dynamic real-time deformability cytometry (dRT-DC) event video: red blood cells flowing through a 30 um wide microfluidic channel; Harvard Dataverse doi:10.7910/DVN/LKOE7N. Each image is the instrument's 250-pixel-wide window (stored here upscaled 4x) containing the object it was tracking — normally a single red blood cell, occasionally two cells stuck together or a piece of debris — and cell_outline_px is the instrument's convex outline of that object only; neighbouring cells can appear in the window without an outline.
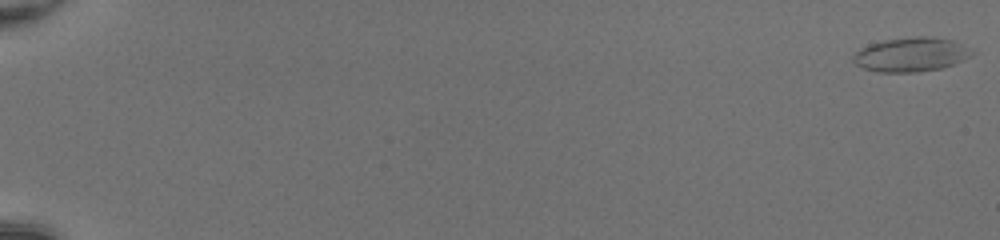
{"species": "common noctule bat (a hibernating species)", "species_latin": "Nyctalus noctula", "temperature_condition": "room temperature", "stored_images_in_passage": 52, "camera_frame_rate_fps": 3000, "um_per_image_px": 0.085, "animal": {"sex": "female", "body_mass_g": 20.0, "forearm_length_mm": 54.0}, "frame": {"image": 1, "passage_image": 1, "time_ms": 0.0, "image_size_px": [1000, 240], "cell_outline_px": [[976, 52], [972, 56], [964, 60], [940, 68], [916, 72], [876, 72], [864, 68], [856, 64], [852, 60], [852, 56], [860, 48], [884, 40], [916, 36], [932, 36], [952, 40]], "centroid_in_image_um": [77.44, 4.63], "position_along_channel_um": 7.6, "area_um2": 23.58}}
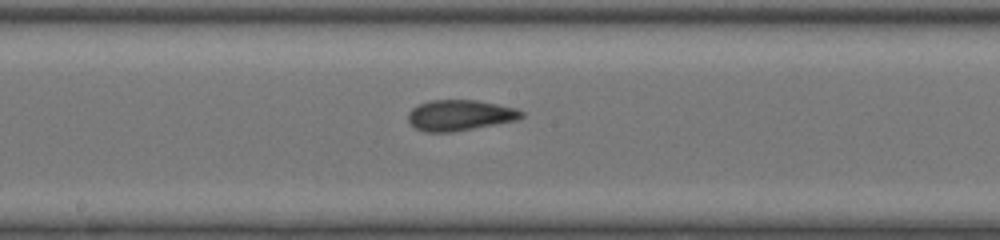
{"frame": {"image": 2, "passage_image": 31, "time_ms": 10.0, "image_size_px": [1000, 240], "cell_outline_px": [[524, 116], [516, 120], [452, 132], [424, 132], [416, 128], [408, 120], [408, 112], [412, 108], [420, 104], [432, 100], [476, 100], [516, 108], [524, 112]], "centroid_in_image_um": [39.08, 9.79], "position_along_channel_um": 209.1, "area_um2": 20.11}}
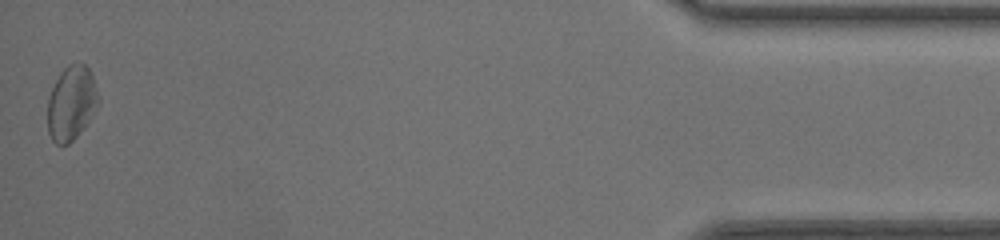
{"frame": {"image": 3, "passage_image": 52, "time_ms": 17.0, "image_size_px": [1000, 240], "cell_outline_px": [[100, 100], [96, 108], [88, 120], [76, 136], [68, 144], [56, 144], [52, 140], [48, 132], [48, 96], [60, 72], [68, 64], [84, 64], [92, 72], [100, 96]], "centroid_in_image_um": [6.07, 8.73], "position_along_channel_um": 429.1, "area_um2": 21.91}, "authors_computed_cell_mechanics": {"area_um2": 20.7791, "velocity_mm_per_s": 4.221, "shape_relaxation_time_tau1_ms": 4.86, "shape_relaxation_time_tau2_ms": 1.3208, "deformation_change_tau1": 0.1021, "deformation_change_tau2": 0.075}}